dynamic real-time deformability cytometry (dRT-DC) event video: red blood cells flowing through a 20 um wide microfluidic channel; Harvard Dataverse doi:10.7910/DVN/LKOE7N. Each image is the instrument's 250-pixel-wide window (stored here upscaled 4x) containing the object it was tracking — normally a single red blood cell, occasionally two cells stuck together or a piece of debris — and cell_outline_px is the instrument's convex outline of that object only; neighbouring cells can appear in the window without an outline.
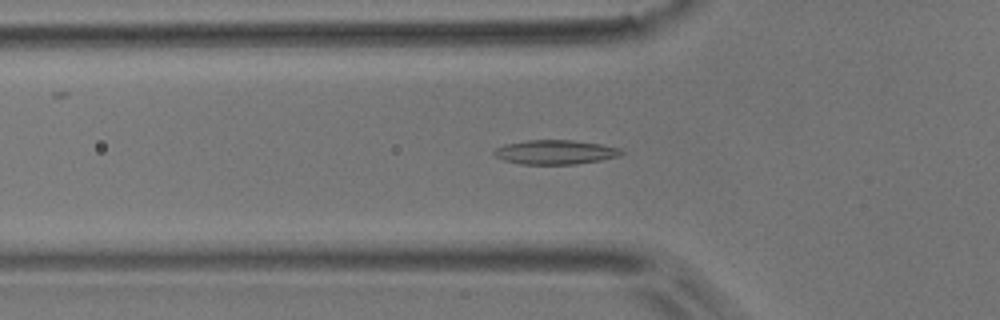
{"species": "common noctule bat (a hibernating species)", "species_latin": "Nyctalus noctula", "temperature_condition": "room temperature", "stored_images_in_passage": 44, "camera_frame_rate_fps": 3000, "um_per_image_px": 0.085, "animal": {"sex": "male", "body_mass_g": 17.9}, "frame": {"image": 1, "passage_image": 8, "time_ms": 2.333, "image_size_px": [1000, 320], "cell_outline_px": [[624, 152], [620, 156], [600, 160], [576, 164], [520, 164], [504, 160], [496, 156], [492, 152], [496, 148], [504, 144], [528, 140], [572, 140], [600, 144], [620, 148]], "centroid_in_image_um": [47.2, 12.93], "position_along_channel_um": 78.6, "area_um2": 17.98}}
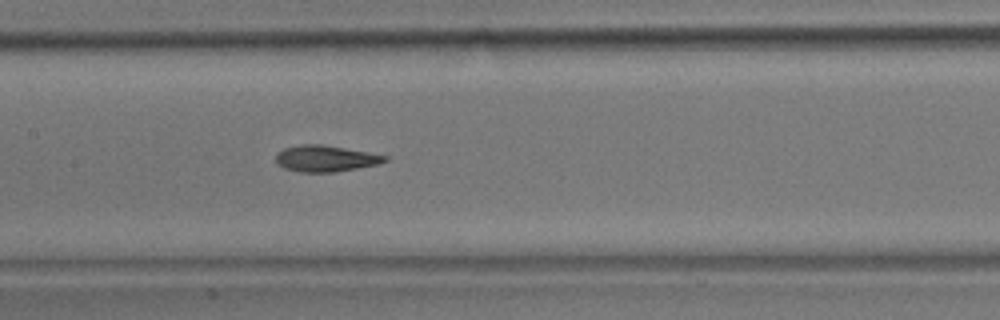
{"frame": {"image": 2, "passage_image": 16, "time_ms": 5.0, "image_size_px": [1000, 320], "cell_outline_px": [[388, 160], [380, 164], [332, 172], [300, 172], [284, 168], [276, 164], [276, 152], [284, 148], [300, 144], [320, 144], [368, 152], [388, 156]], "centroid_in_image_um": [27.64, 13.47], "position_along_channel_um": 179.8, "area_um2": 16.7}}
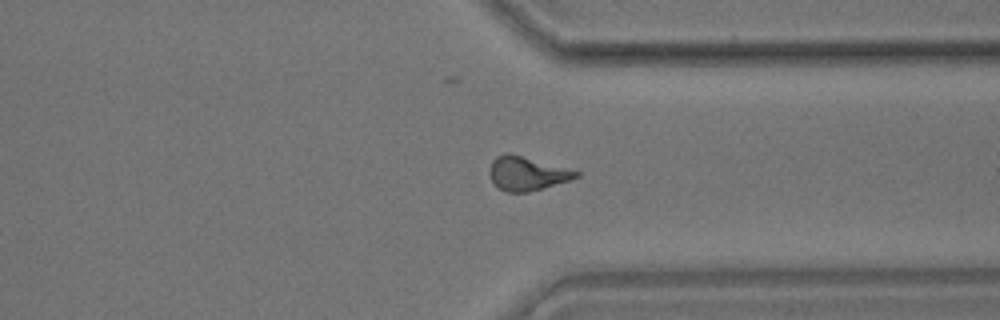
{"frame": {"image": 3, "passage_image": 31, "time_ms": 10.0, "image_size_px": [1000, 320], "cell_outline_px": [[580, 176], [544, 188], [528, 192], [508, 192], [500, 188], [492, 180], [488, 172], [492, 160], [496, 156], [508, 152], [580, 172]], "centroid_in_image_um": [44.76, 14.74], "position_along_channel_um": 366.6, "area_um2": 16.76}, "authors_computed_cell_mechanics": {"area_um2": 16.7042, "velocity_mm_per_s": 3.7573, "shape_relaxation_time_tau1_ms": 6.7651, "shape_relaxation_time_tau2_ms": 2.834, "deformation_change_tau1": 0.1786, "deformation_change_tau2": 0.1011}}